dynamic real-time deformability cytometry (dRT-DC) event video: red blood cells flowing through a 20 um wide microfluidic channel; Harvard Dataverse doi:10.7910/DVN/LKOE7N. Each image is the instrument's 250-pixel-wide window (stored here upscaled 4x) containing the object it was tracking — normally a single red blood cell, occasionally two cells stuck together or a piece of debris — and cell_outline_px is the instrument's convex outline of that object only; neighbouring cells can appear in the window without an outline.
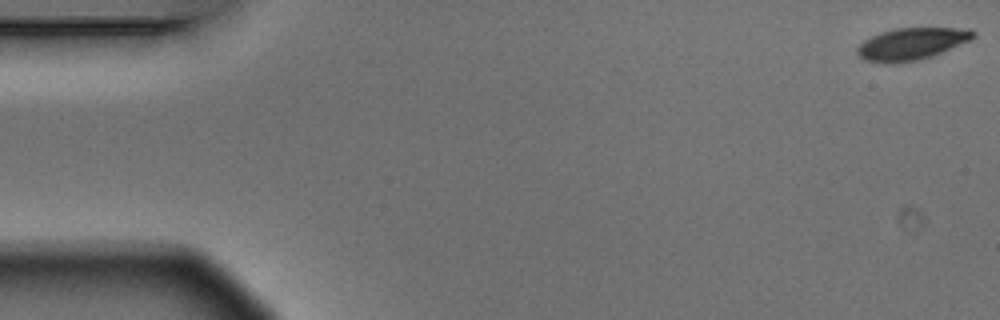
{"species": "Egyptian fruit bat (a non-hibernating species)", "species_latin": "Rousettus aegyptiacus", "temperature_condition": "warm", "stored_images_in_passage": 9, "camera_frame_rate_fps": 3000, "um_per_image_px": 0.085, "animal": {"sex": "male"}, "frame": {"image": 1, "passage_image": 1, "time_ms": 0.0, "image_size_px": [1000, 320], "cell_outline_px": [[976, 36], [968, 40], [932, 56], [920, 60], [864, 60], [856, 52], [856, 48], [864, 40], [880, 32], [896, 28], [968, 28], [976, 32]], "centroid_in_image_um": [77.51, 3.67], "position_along_channel_um": 7.5, "area_um2": 20.75}}
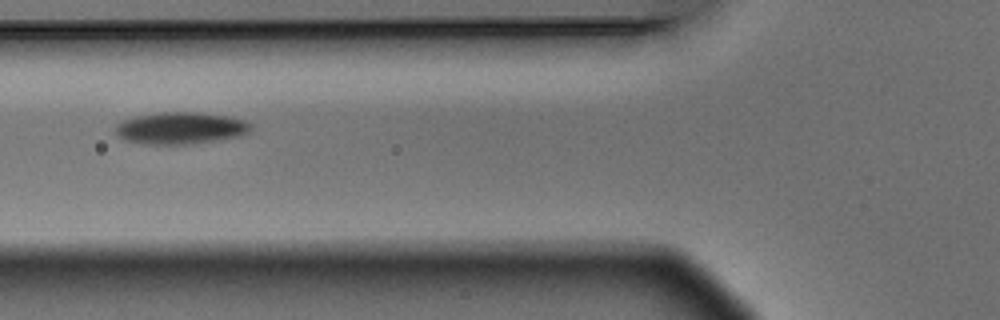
{"frame": {"image": 2, "passage_image": 6, "time_ms": 1.667, "image_size_px": [1000, 320], "cell_outline_px": [[252, 128], [248, 132], [240, 136], [192, 144], [144, 144], [124, 140], [116, 136], [116, 124], [124, 120], [136, 116], [156, 112], [196, 112], [228, 116], [244, 120], [252, 124]], "centroid_in_image_um": [15.33, 10.89], "position_along_channel_um": 110.5, "area_um2": 25.32}}
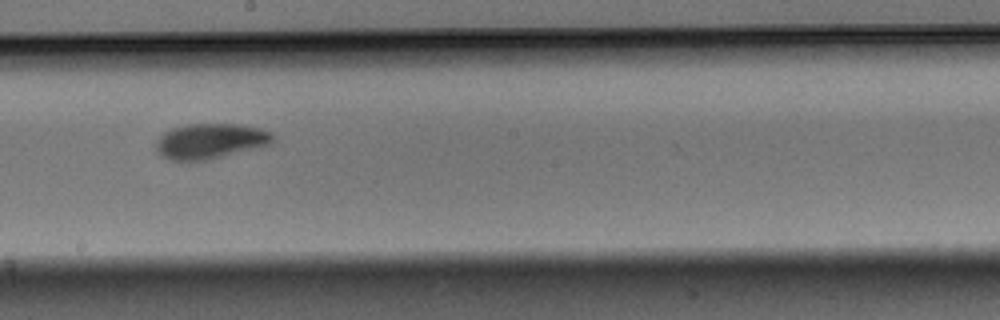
{"frame": {"image": 3, "passage_image": 9, "time_ms": 2.667, "image_size_px": [1000, 320], "cell_outline_px": [[276, 140], [272, 144], [212, 160], [188, 164], [168, 160], [160, 156], [156, 152], [156, 140], [164, 132], [172, 128], [188, 124], [240, 124], [260, 128], [272, 132], [276, 136]], "centroid_in_image_um": [17.87, 12.05], "position_along_channel_um": 230.3, "area_um2": 25.2}}